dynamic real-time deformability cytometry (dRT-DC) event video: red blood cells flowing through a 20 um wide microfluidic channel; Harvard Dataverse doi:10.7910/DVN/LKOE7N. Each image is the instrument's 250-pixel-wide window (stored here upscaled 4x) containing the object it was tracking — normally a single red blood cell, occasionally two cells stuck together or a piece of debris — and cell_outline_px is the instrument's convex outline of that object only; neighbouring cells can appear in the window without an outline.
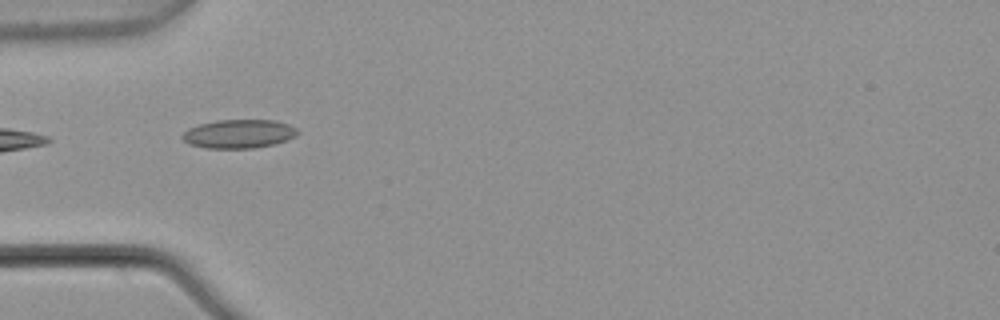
{"species": "common noctule bat (a hibernating species)", "species_latin": "Nyctalus noctula", "temperature_condition": "warm", "stored_images_in_passage": 7, "camera_frame_rate_fps": 3000, "um_per_image_px": 0.085, "animal": {"sex": "male", "body_mass_g": 21.5, "forearm_length_mm": 52.0}, "frame": {"image": 1, "passage_image": 5, "time_ms": 1.333, "image_size_px": [1000, 320], "cell_outline_px": [[300, 132], [296, 136], [288, 140], [276, 144], [252, 148], [208, 148], [188, 144], [180, 136], [188, 128], [200, 124], [216, 120], [276, 120], [288, 124], [296, 128]], "centroid_in_image_um": [20.32, 11.37], "position_along_channel_um": 64.7, "area_um2": 19.42}}
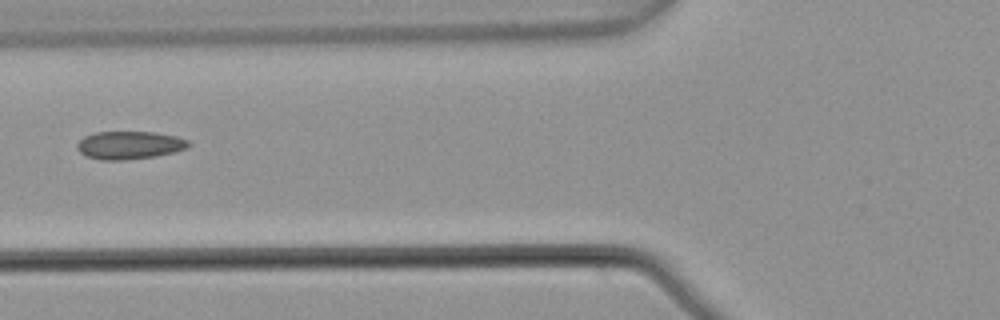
{"frame": {"image": 2, "passage_image": 6, "time_ms": 1.667, "image_size_px": [1000, 320], "cell_outline_px": [[192, 144], [188, 148], [176, 152], [156, 156], [124, 160], [100, 160], [84, 156], [76, 148], [76, 144], [84, 136], [96, 132], [152, 132], [176, 136], [188, 140]], "centroid_in_image_um": [11.01, 12.35], "position_along_channel_um": 114.8, "area_um2": 18.38}}
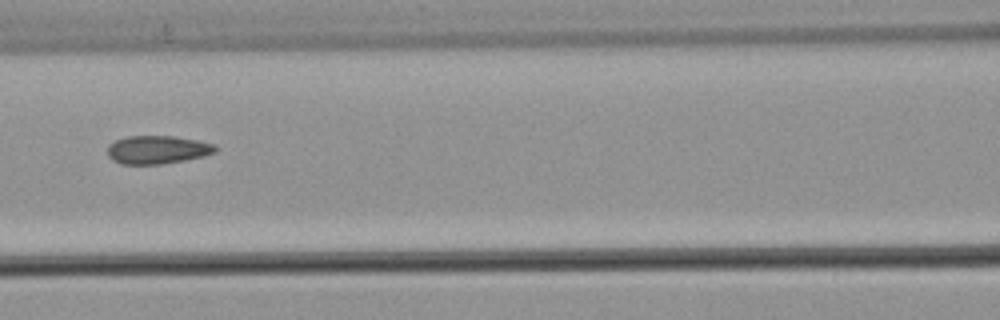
{"frame": {"image": 3, "passage_image": 7, "time_ms": 2.0, "image_size_px": [1000, 320], "cell_outline_px": [[220, 148], [216, 152], [204, 156], [184, 160], [160, 164], [120, 164], [112, 160], [108, 156], [108, 144], [116, 140], [128, 136], [172, 136], [196, 140], [216, 144]], "centroid_in_image_um": [13.4, 12.72], "position_along_channel_um": 153.2, "area_um2": 17.86}}